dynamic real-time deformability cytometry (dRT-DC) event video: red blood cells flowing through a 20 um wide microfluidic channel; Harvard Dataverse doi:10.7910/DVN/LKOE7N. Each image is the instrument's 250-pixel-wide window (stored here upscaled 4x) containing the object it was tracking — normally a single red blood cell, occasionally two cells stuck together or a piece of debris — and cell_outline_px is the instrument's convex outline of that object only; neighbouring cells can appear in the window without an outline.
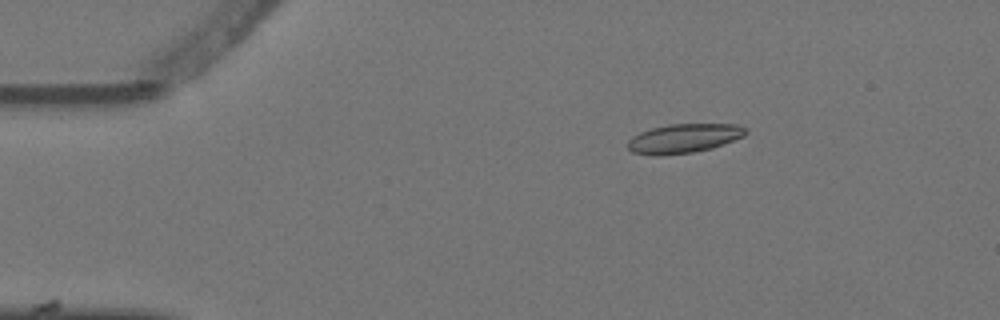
{"species": "Egyptian fruit bat (a non-hibernating species)", "species_latin": "Rousettus aegyptiacus", "temperature_condition": "warm", "stored_images_in_passage": 3, "camera_frame_rate_fps": 3000, "um_per_image_px": 0.085, "animal": {"sex": "female"}, "frame": {"image": 1, "passage_image": 1, "time_ms": 0.0, "image_size_px": [1000, 320], "cell_outline_px": [[748, 132], [744, 136], [712, 148], [692, 152], [660, 156], [652, 156], [632, 152], [628, 148], [628, 140], [632, 136], [640, 132], [652, 128], [668, 124], [736, 124], [748, 128]], "centroid_in_image_um": [58.12, 11.76], "position_along_channel_um": 26.9, "area_um2": 20.17}}